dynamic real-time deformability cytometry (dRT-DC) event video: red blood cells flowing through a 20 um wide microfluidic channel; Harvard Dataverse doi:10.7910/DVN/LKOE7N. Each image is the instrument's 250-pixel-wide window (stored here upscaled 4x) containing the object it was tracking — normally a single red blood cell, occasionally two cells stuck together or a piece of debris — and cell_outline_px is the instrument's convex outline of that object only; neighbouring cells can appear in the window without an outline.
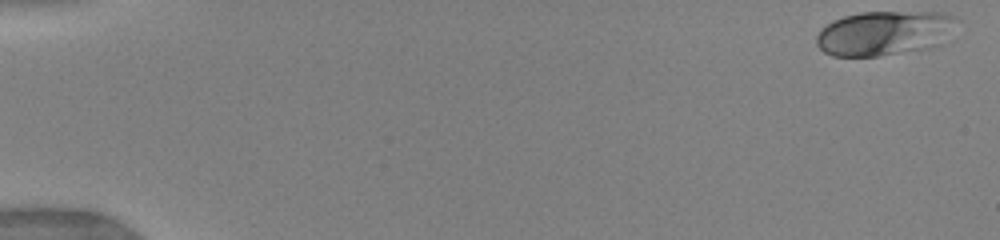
{"species": "human", "species_latin": "Homo sapiens", "temperature_condition": "warm", "stored_images_in_passage": 47, "camera_frame_rate_fps": 3000, "um_per_image_px": 0.085, "donor": {"sex": "female"}, "frame": {"image": 1, "passage_image": 1, "time_ms": 0.0, "image_size_px": [1000, 240], "cell_outline_px": [[956, 16], [920, 48], [876, 56], [832, 56], [824, 52], [816, 44], [816, 36], [820, 28], [832, 20], [844, 16], [860, 12], [944, 12]], "centroid_in_image_um": [74.78, 2.78], "position_along_channel_um": 10.2, "area_um2": 33.87}}
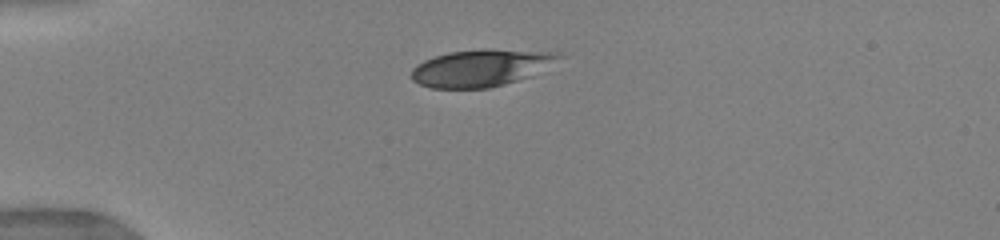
{"frame": {"image": 2, "passage_image": 12, "time_ms": 4.0, "image_size_px": [1000, 240], "cell_outline_px": [[564, 56], [532, 76], [504, 84], [488, 88], [432, 88], [420, 84], [412, 80], [412, 68], [416, 64], [424, 60], [448, 52], [484, 48], [556, 52]], "centroid_in_image_um": [40.88, 5.76], "position_along_channel_um": 44.1, "area_um2": 31.85}}
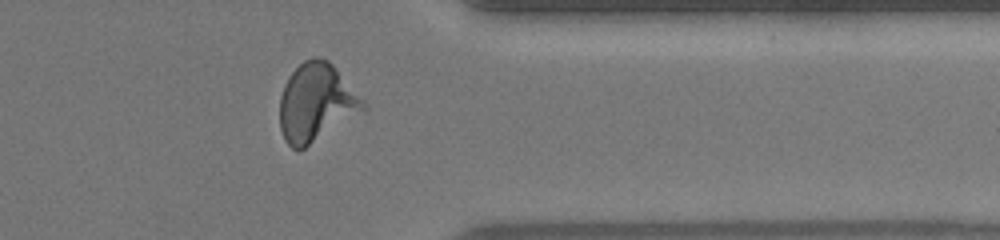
{"frame": {"image": 3, "passage_image": 38, "time_ms": 13.333, "image_size_px": [1000, 240], "cell_outline_px": [[368, 108], [304, 148], [292, 148], [284, 140], [280, 128], [280, 96], [284, 84], [288, 76], [304, 60], [316, 56], [320, 56], [328, 60], [332, 64]], "centroid_in_image_um": [26.83, 8.71], "position_along_channel_um": 384.6, "area_um2": 37.28}}